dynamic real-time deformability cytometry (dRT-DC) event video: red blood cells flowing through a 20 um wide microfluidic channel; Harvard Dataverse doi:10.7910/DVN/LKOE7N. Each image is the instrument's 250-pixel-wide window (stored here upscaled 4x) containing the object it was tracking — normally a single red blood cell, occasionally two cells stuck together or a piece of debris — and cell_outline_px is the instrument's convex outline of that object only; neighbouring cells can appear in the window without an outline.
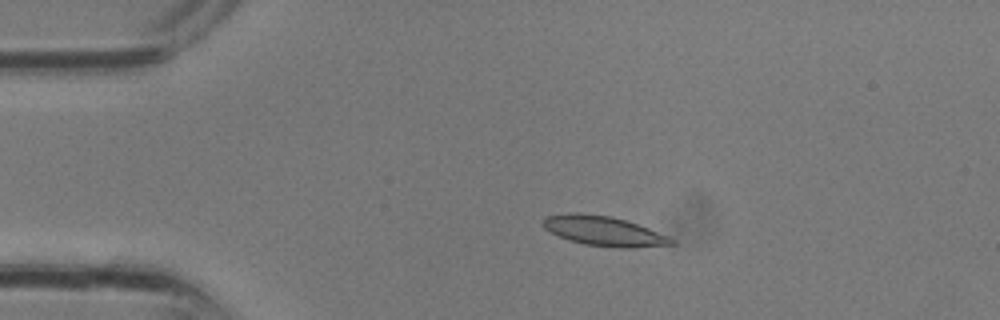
{"species": "common noctule bat (a hibernating species)", "species_latin": "Nyctalus noctula", "temperature_condition": "room temperature", "stored_images_in_passage": 12, "camera_frame_rate_fps": 3000, "um_per_image_px": 0.085, "animal": {"sex": "male", "body_mass_g": 13.3}, "frame": {"image": 1, "passage_image": 5, "time_ms": 1.333, "image_size_px": [1000, 320], "cell_outline_px": [[676, 244], [632, 248], [620, 248], [584, 244], [568, 240], [544, 228], [540, 224], [548, 216], [568, 212], [580, 212], [612, 216], [628, 220], [668, 236], [676, 240]], "centroid_in_image_um": [51.34, 19.63], "position_along_channel_um": 33.7, "area_um2": 22.43}}
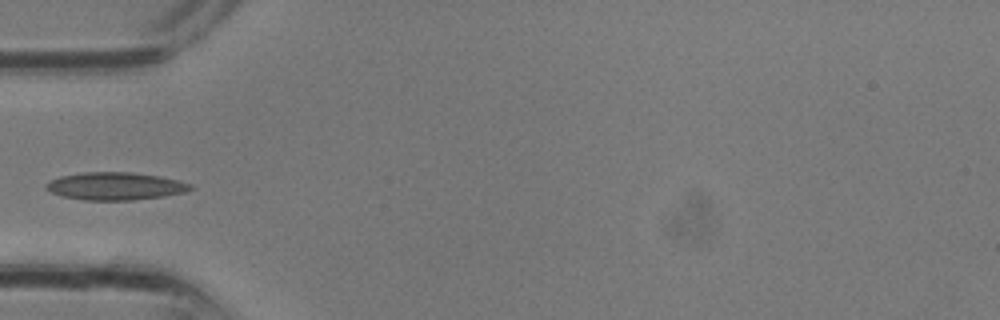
{"frame": {"image": 2, "passage_image": 9, "time_ms": 2.667, "image_size_px": [1000, 320], "cell_outline_px": [[196, 188], [184, 192], [164, 196], [132, 200], [84, 200], [64, 196], [52, 192], [44, 188], [44, 184], [60, 176], [84, 172], [132, 172], [160, 176], [192, 184]], "centroid_in_image_um": [9.82, 15.82], "position_along_channel_um": 75.2, "area_um2": 23.24}}
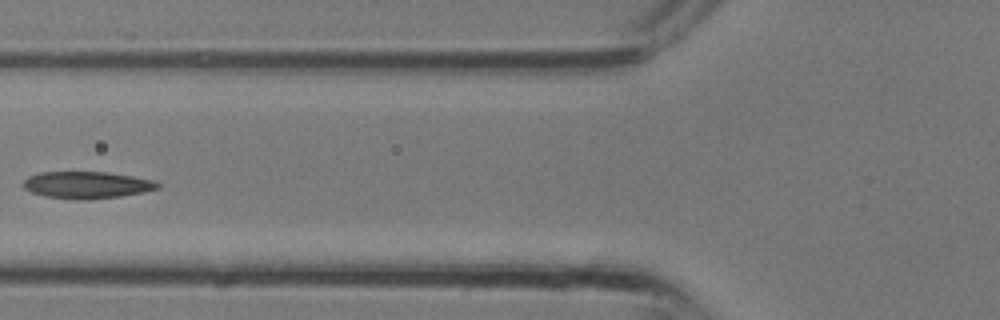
{"frame": {"image": 3, "passage_image": 11, "time_ms": 3.333, "image_size_px": [1000, 320], "cell_outline_px": [[160, 188], [144, 192], [120, 196], [88, 200], [76, 200], [44, 196], [32, 192], [24, 188], [24, 180], [28, 176], [40, 172], [108, 172], [156, 180], [160, 184]], "centroid_in_image_um": [7.41, 15.72], "position_along_channel_um": 118.4, "area_um2": 21.27}}